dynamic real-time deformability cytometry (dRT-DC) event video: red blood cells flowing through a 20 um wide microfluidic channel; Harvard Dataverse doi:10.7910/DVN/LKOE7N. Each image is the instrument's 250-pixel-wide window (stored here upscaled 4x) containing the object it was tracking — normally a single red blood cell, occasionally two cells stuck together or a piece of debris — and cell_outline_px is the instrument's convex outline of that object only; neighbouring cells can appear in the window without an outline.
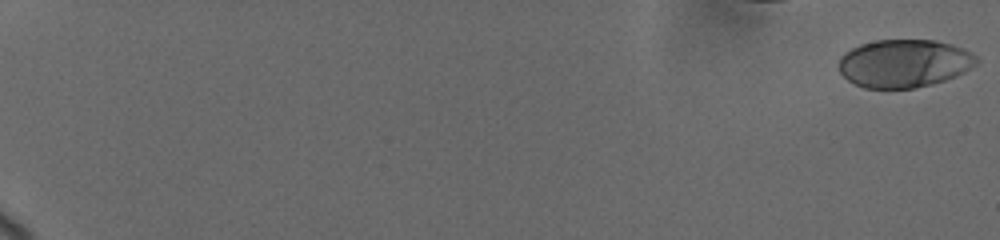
{"species": "human", "species_latin": "Homo sapiens", "temperature_condition": "cold", "stored_images_in_passage": 29, "camera_frame_rate_fps": 3000, "um_per_image_px": 0.085, "donor": {"sex": "female"}, "frame": {"image": 1, "passage_image": 1, "time_ms": 0.0, "image_size_px": [1000, 240], "cell_outline_px": [[980, 60], [976, 64], [964, 72], [956, 76], [932, 84], [912, 88], [864, 88], [848, 80], [840, 72], [840, 56], [844, 52], [860, 44], [876, 40], [936, 40], [960, 48], [976, 56]], "centroid_in_image_um": [76.83, 5.39], "position_along_channel_um": 8.2, "area_um2": 38.26}}
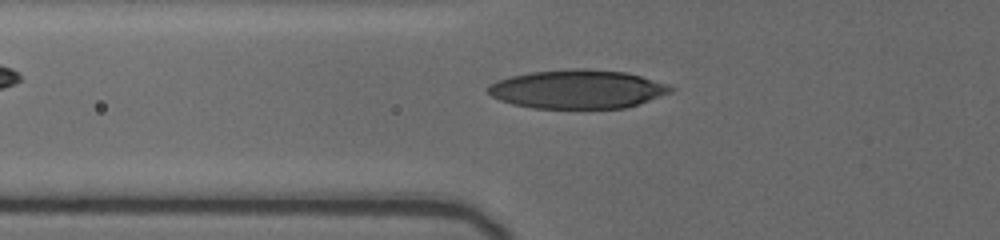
{"frame": {"image": 2, "passage_image": 27, "time_ms": 8.0, "image_size_px": [1000, 240], "cell_outline_px": [[676, 88], [672, 92], [624, 108], [532, 108], [512, 104], [500, 100], [492, 96], [488, 92], [488, 84], [496, 80], [512, 76], [532, 72], [572, 68], [584, 68], [624, 72], [640, 76]], "centroid_in_image_um": [49.04, 7.58], "position_along_channel_um": 76.8, "area_um2": 40.92}}
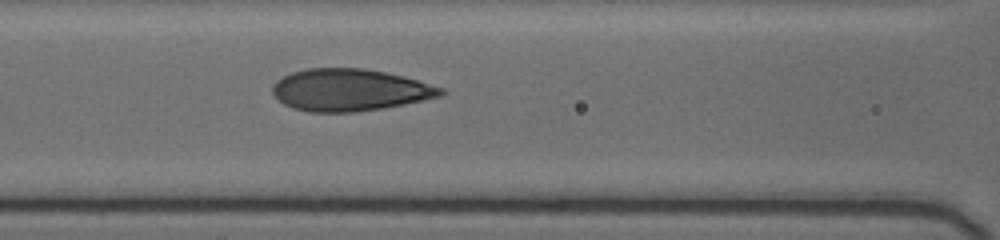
{"frame": {"image": 3, "passage_image": 29, "time_ms": 9.667, "image_size_px": [1000, 240], "cell_outline_px": [[444, 92], [440, 96], [380, 108], [356, 112], [308, 112], [292, 108], [284, 104], [272, 92], [272, 84], [276, 80], [292, 72], [308, 68], [364, 68], [384, 72], [416, 80], [444, 88]], "centroid_in_image_um": [29.66, 7.64], "position_along_channel_um": 136.9, "area_um2": 40.75}}